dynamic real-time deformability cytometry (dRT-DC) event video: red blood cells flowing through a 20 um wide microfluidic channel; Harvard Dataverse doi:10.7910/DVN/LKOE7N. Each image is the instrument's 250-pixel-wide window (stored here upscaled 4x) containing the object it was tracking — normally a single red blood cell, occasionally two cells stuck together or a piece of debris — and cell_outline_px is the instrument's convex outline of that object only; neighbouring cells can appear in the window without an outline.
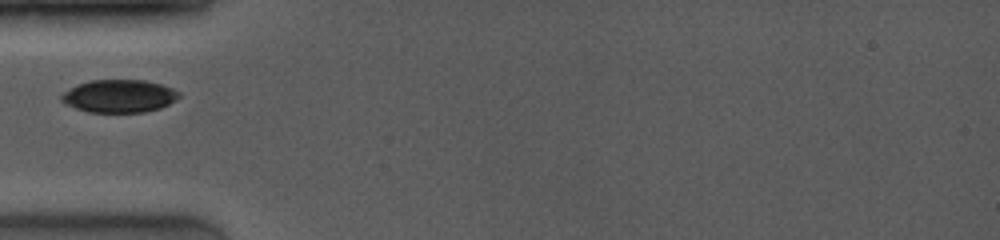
{"species": "common noctule bat (a hibernating species)", "species_latin": "Nyctalus noctula", "temperature_condition": "room temperature", "stored_images_in_passage": 12, "camera_frame_rate_fps": 4000, "um_per_image_px": 0.085, "animal": {"sex": "female", "body_mass_g": 19.0, "forearm_length_mm": 53.3}, "frame": {"image": 1, "passage_image": 1, "time_ms": 0.0, "image_size_px": [1000, 240], "cell_outline_px": [[180, 96], [176, 100], [160, 108], [144, 112], [88, 112], [64, 104], [60, 100], [60, 96], [64, 92], [80, 84], [92, 80], [144, 80], [160, 84], [172, 88], [180, 92]], "centroid_in_image_um": [10.14, 8.17], "position_along_channel_um": 74.9, "area_um2": 22.37}}